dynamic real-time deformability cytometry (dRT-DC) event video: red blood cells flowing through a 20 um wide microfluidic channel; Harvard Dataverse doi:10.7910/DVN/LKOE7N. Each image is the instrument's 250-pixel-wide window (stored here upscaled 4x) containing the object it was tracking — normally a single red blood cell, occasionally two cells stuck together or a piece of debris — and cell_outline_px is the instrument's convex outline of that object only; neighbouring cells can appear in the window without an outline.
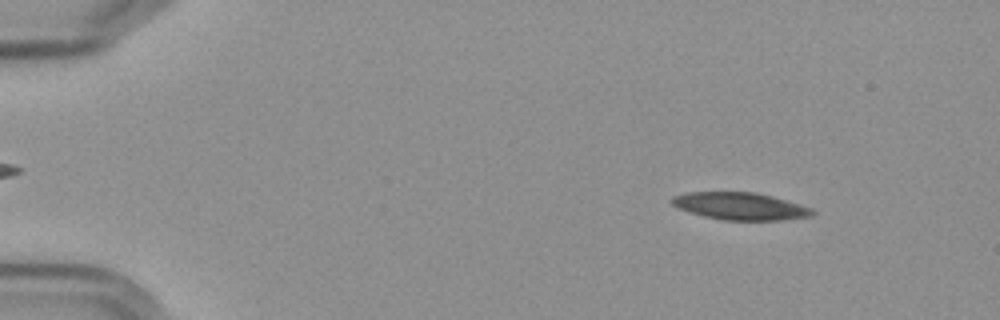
{"species": "Egyptian fruit bat (a non-hibernating species)", "species_latin": "Rousettus aegyptiacus", "temperature_condition": "cold", "stored_images_in_passage": 4, "camera_frame_rate_fps": 3000, "um_per_image_px": 0.085, "frame": {"image": 1, "passage_image": 2, "time_ms": 1.0, "image_size_px": [1000, 320], "cell_outline_px": [[816, 212], [812, 216], [784, 220], [724, 220], [704, 216], [688, 212], [672, 204], [668, 200], [672, 196], [688, 192], [756, 192], [772, 196], [812, 208]], "centroid_in_image_um": [62.91, 17.52], "position_along_channel_um": 22.1, "area_um2": 22.43}}
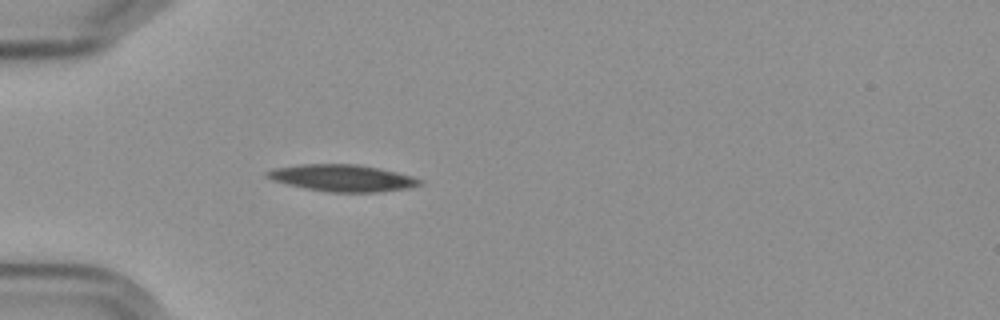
{"frame": {"image": 2, "passage_image": 4, "time_ms": 4.333, "image_size_px": [1000, 320], "cell_outline_px": [[424, 184], [404, 188], [372, 192], [332, 192], [308, 188], [288, 184], [272, 180], [264, 176], [264, 172], [272, 168], [300, 164], [360, 164], [396, 172], [412, 176], [424, 180]], "centroid_in_image_um": [29.07, 15.11], "position_along_channel_um": 55.9, "area_um2": 23.7}}